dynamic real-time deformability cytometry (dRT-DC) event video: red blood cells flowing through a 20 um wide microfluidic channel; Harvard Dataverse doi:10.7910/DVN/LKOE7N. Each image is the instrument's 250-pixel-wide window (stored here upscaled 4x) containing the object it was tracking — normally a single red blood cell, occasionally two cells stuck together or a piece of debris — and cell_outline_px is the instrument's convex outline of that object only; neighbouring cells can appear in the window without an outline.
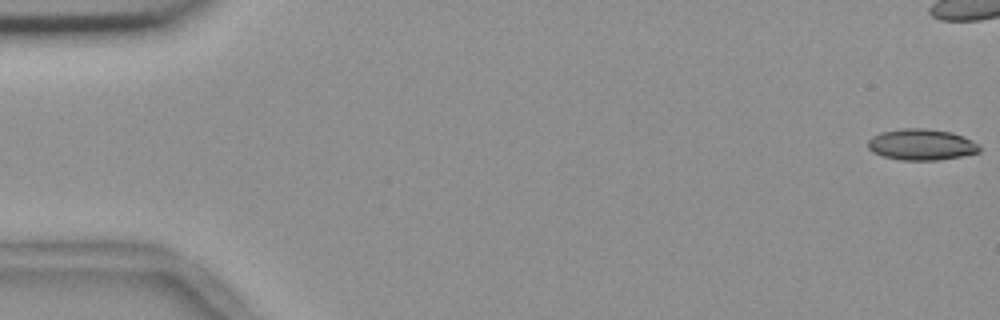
{"species": "common noctule bat (a hibernating species)", "species_latin": "Nyctalus noctula", "temperature_condition": "room temperature", "stored_images_in_passage": 13, "camera_frame_rate_fps": 3000, "um_per_image_px": 0.085, "animal": {"sex": "female", "body_mass_g": 18.4}, "frame": {"image": 1, "passage_image": 1, "time_ms": 0.0, "image_size_px": [1000, 320], "cell_outline_px": [[980, 152], [960, 156], [936, 160], [900, 160], [884, 156], [872, 152], [868, 148], [868, 140], [872, 136], [880, 132], [904, 128], [928, 128], [952, 132], [964, 136], [980, 144]], "centroid_in_image_um": [78.33, 12.28], "position_along_channel_um": 6.7, "area_um2": 20.4}}